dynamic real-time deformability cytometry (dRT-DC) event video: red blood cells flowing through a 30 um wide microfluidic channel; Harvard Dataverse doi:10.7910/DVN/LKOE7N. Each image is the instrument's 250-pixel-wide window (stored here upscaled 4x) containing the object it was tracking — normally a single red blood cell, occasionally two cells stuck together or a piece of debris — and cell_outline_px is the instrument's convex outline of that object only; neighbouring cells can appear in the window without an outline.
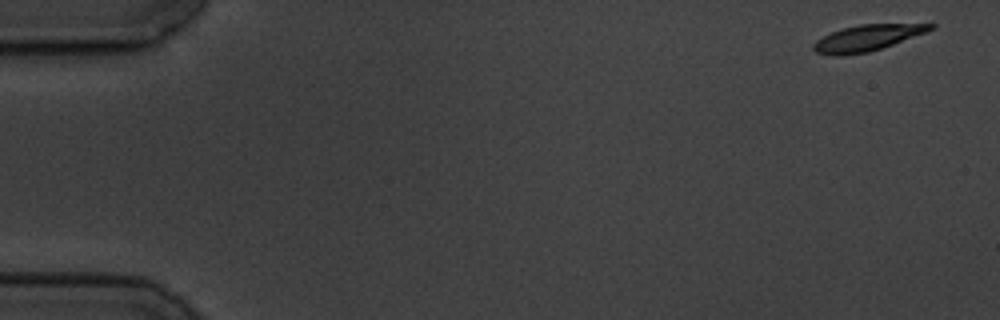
{"species": "common noctule bat (a hibernating species)", "species_latin": "Nyctalus noctula", "temperature_condition": "cold", "stored_images_in_passage": 6, "segment_of_instrument_passage": [1, 2], "camera_frame_rate_fps": 3000, "um_per_image_px": 0.085, "animal": {"sex": "male", "body_mass_g": 19.5, "forearm_length_mm": 54.6}, "frame": {"image": 1, "passage_image": 1, "time_ms": 0.0, "image_size_px": [1000, 320], "cell_outline_px": [[936, 28], [892, 44], [868, 52], [840, 56], [832, 56], [816, 52], [812, 48], [812, 44], [816, 40], [832, 32], [844, 28], [860, 24], [936, 24]], "centroid_in_image_um": [73.66, 3.23], "position_along_channel_um": 11.3, "area_um2": 17.46}}